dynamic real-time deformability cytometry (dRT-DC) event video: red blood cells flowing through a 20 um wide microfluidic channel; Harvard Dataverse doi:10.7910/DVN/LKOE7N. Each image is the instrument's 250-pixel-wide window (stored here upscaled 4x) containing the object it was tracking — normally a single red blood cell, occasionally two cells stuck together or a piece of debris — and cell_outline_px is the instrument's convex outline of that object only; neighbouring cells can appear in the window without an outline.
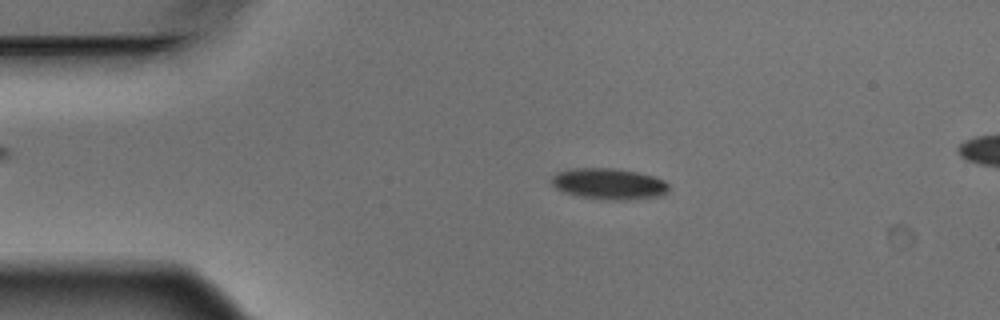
{"species": "Egyptian fruit bat (a non-hibernating species)", "species_latin": "Rousettus aegyptiacus", "temperature_condition": "warm", "stored_images_in_passage": 6, "camera_frame_rate_fps": 3000, "um_per_image_px": 0.085, "animal": {"sex": "male"}, "frame": {"image": 1, "passage_image": 3, "time_ms": 0.667, "image_size_px": [1000, 320], "cell_outline_px": [[668, 192], [660, 196], [624, 200], [604, 200], [576, 196], [564, 192], [556, 188], [552, 184], [552, 176], [556, 172], [572, 168], [612, 168], [636, 172], [656, 176], [664, 180], [668, 184]], "centroid_in_image_um": [51.75, 15.63], "position_along_channel_um": 33.2, "area_um2": 21.44}}
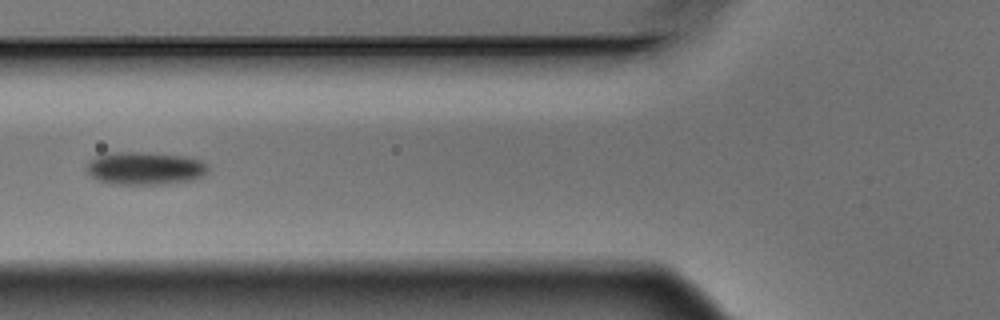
{"frame": {"image": 2, "passage_image": 6, "time_ms": 1.667, "image_size_px": [1000, 320], "cell_outline_px": [[208, 168], [200, 176], [192, 180], [164, 184], [112, 184], [96, 180], [88, 172], [88, 160], [96, 156], [116, 152], [140, 152], [180, 156], [200, 160]], "centroid_in_image_um": [12.25, 14.31], "position_along_channel_um": 113.5, "area_um2": 22.83}}